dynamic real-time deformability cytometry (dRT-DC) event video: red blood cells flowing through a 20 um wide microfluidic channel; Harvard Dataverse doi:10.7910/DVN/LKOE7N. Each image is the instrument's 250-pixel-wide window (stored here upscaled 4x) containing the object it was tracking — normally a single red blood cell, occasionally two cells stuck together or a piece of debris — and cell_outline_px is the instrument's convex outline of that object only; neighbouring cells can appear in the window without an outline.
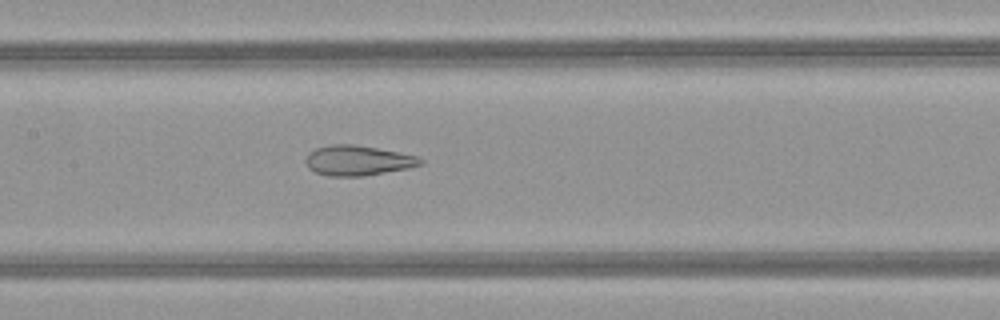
{"species": "common noctule bat (a hibernating species)", "species_latin": "Nyctalus noctula", "temperature_condition": "warm", "stored_images_in_passage": 51, "camera_frame_rate_fps": 3000, "um_per_image_px": 0.085, "animal": {"sex": "female", "body_mass_g": 21.9}, "frame": {"image": 1, "passage_image": 25, "time_ms": 8.0, "image_size_px": [1000, 320], "cell_outline_px": [[424, 164], [408, 168], [364, 176], [328, 176], [316, 172], [308, 168], [304, 160], [308, 152], [316, 148], [332, 144], [356, 144], [400, 152], [420, 156], [424, 160]], "centroid_in_image_um": [30.43, 13.63], "position_along_channel_um": 177.0, "area_um2": 20.4}}
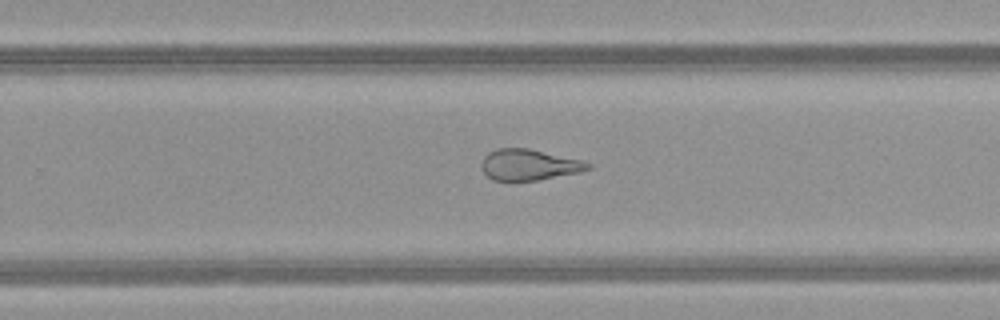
{"frame": {"image": 2, "passage_image": 33, "time_ms": 10.667, "image_size_px": [1000, 320], "cell_outline_px": [[592, 168], [580, 172], [536, 180], [512, 184], [508, 184], [492, 180], [480, 168], [480, 164], [484, 156], [488, 152], [496, 148], [528, 148], [584, 160], [592, 164]], "centroid_in_image_um": [44.92, 14.04], "position_along_channel_um": 284.9, "area_um2": 20.06}}
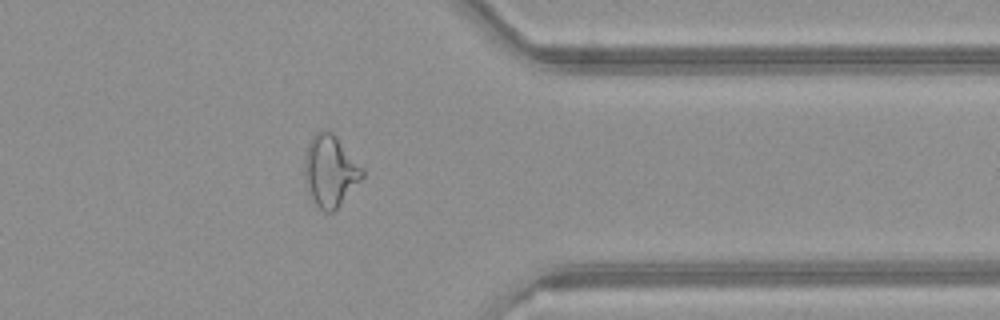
{"frame": {"image": 3, "passage_image": 41, "time_ms": 13.333, "image_size_px": [1000, 320], "cell_outline_px": [[364, 176], [336, 212], [324, 212], [316, 204], [308, 192], [304, 176], [304, 156], [308, 144], [312, 136], [316, 132], [324, 128], [332, 132], [336, 136], [364, 168]], "centroid_in_image_um": [28.07, 14.53], "position_along_channel_um": 383.3, "area_um2": 24.51}, "authors_computed_cell_mechanics": {"area_um2": 25.2586, "velocity_mm_per_s": 4.0616, "shape_relaxation_time_tau1_ms": null, "shape_relaxation_time_tau2_ms": 1.7893, "deformation_change_tau1": null, "deformation_change_tau2": 0.1101}}